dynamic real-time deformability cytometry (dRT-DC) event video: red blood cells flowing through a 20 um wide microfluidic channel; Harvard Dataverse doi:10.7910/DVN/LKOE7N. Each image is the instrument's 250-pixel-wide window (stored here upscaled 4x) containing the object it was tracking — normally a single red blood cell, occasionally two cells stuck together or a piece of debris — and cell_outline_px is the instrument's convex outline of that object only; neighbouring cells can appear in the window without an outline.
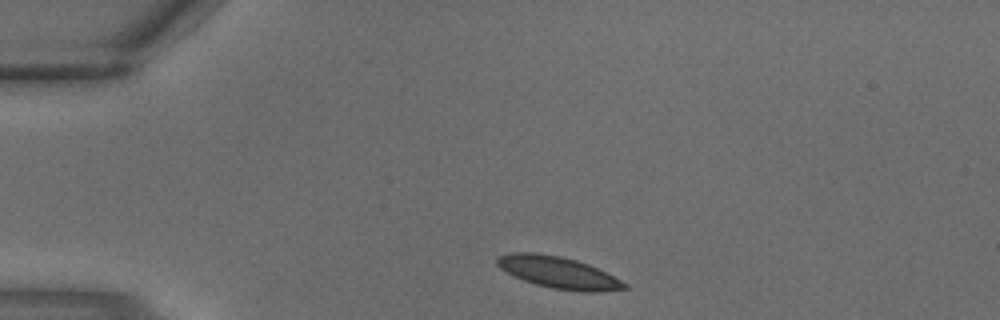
{"species": "common noctule bat (a hibernating species)", "species_latin": "Nyctalus noctula", "temperature_condition": "warm", "stored_images_in_passage": 1, "camera_frame_rate_fps": 3000, "um_per_image_px": 0.085, "animal": {"sex": "male", "body_mass_g": 18.8}, "frame": {"image": 1, "passage_image": 1, "time_ms": 0.0, "image_size_px": [1000, 320], "cell_outline_px": [[628, 288], [596, 292], [584, 292], [552, 288], [536, 284], [512, 276], [500, 268], [496, 264], [496, 256], [512, 252], [536, 252], [560, 256], [576, 260], [588, 264], [628, 284]], "centroid_in_image_um": [47.4, 23.15], "position_along_channel_um": 37.6, "area_um2": 23.47}}